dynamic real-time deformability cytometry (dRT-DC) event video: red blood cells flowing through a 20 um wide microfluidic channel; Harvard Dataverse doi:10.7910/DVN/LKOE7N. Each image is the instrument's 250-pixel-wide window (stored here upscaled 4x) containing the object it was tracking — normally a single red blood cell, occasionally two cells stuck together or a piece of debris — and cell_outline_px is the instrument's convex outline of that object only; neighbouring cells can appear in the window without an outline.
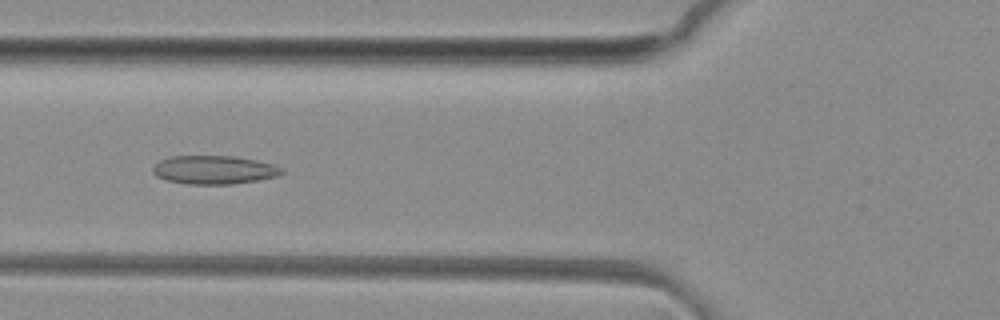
{"species": "common noctule bat (a hibernating species)", "species_latin": "Nyctalus noctula", "temperature_condition": "room temperature", "stored_images_in_passage": 41, "camera_frame_rate_fps": 3000, "um_per_image_px": 0.085, "animal": {"sex": "female", "body_mass_g": 29.2, "forearm_length_mm": 56.3}, "frame": {"image": 1, "passage_image": 10, "time_ms": 3.0, "image_size_px": [1000, 320], "cell_outline_px": [[284, 172], [280, 176], [232, 184], [188, 184], [164, 180], [156, 176], [152, 172], [152, 168], [160, 160], [172, 156], [236, 156], [256, 160], [272, 164], [284, 168]], "centroid_in_image_um": [18.2, 14.44], "position_along_channel_um": 107.6, "area_um2": 21.56}}
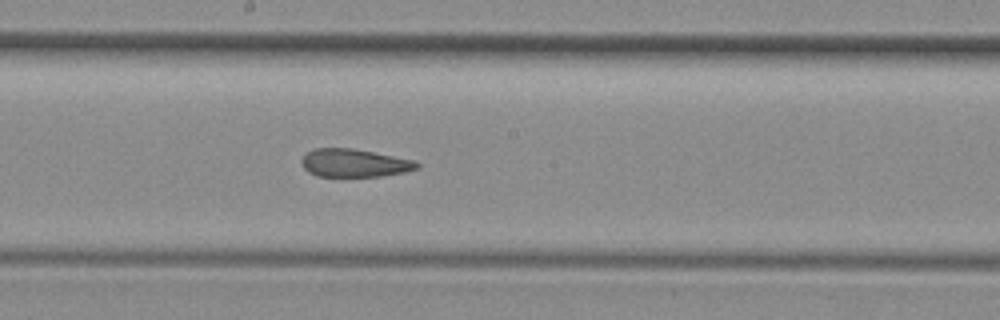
{"frame": {"image": 2, "passage_image": 18, "time_ms": 5.667, "image_size_px": [1000, 320], "cell_outline_px": [[420, 168], [404, 172], [380, 176], [316, 176], [308, 172], [304, 168], [300, 160], [308, 152], [316, 148], [352, 148], [416, 160], [420, 164]], "centroid_in_image_um": [30.14, 13.85], "position_along_channel_um": 218.1, "area_um2": 18.84}}
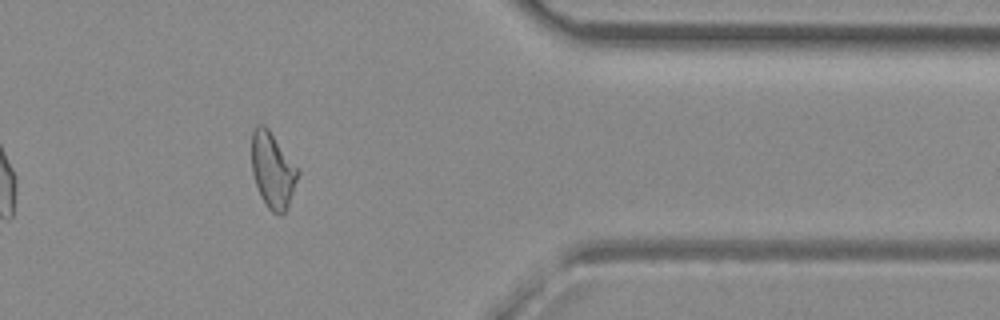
{"frame": {"image": 3, "passage_image": 32, "time_ms": 10.333, "image_size_px": [1000, 320], "cell_outline_px": [[300, 172], [288, 208], [280, 216], [272, 212], [268, 208], [260, 196], [252, 172], [252, 132], [256, 124], [264, 124], [268, 128]], "centroid_in_image_um": [23.17, 14.49], "position_along_channel_um": 388.2, "area_um2": 20.29}, "authors_computed_cell_mechanics": {"area_um2": 20.4612, "velocity_mm_per_s": 4.1279, "shape_relaxation_time_tau1_ms": null, "shape_relaxation_time_tau2_ms": 2.1454, "deformation_change_tau1": null, "deformation_change_tau2": 0.0937}}